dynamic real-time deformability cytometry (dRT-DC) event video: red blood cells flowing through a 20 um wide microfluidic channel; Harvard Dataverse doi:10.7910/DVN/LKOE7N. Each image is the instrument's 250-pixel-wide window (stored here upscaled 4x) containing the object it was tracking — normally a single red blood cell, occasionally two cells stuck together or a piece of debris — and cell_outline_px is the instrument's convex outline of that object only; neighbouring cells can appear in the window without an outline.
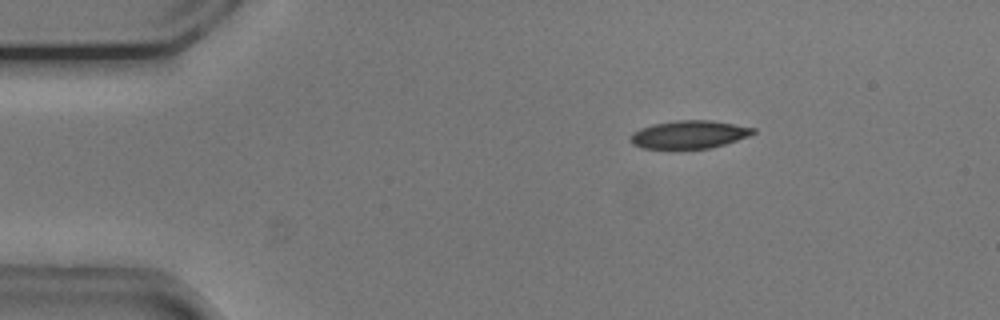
{"species": "common noctule bat (a hibernating species)", "species_latin": "Nyctalus noctula", "temperature_condition": "cold", "stored_images_in_passage": 54, "camera_frame_rate_fps": 3000, "um_per_image_px": 0.085, "animal": {"sex": "male", "body_mass_g": 20.5, "forearm_length_mm": 52.5}, "frame": {"image": 1, "passage_image": 9, "time_ms": 2.667, "image_size_px": [1000, 320], "cell_outline_px": [[756, 132], [748, 136], [724, 144], [708, 148], [644, 148], [632, 144], [632, 132], [640, 128], [652, 124], [676, 120], [712, 120], [756, 128]], "centroid_in_image_um": [58.59, 11.41], "position_along_channel_um": 26.4, "area_um2": 19.77}}
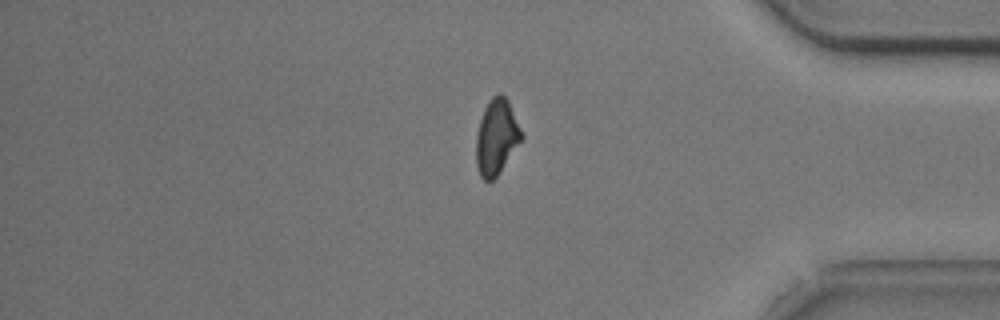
{"frame": {"image": 2, "passage_image": 45, "time_ms": 14.667, "image_size_px": [1000, 320], "cell_outline_px": [[524, 136], [496, 176], [492, 180], [484, 180], [480, 176], [476, 164], [476, 136], [480, 120], [484, 108], [488, 100], [496, 92], [500, 92], [508, 100]], "centroid_in_image_um": [42.19, 11.6], "position_along_channel_um": 393.0, "area_um2": 19.77}}
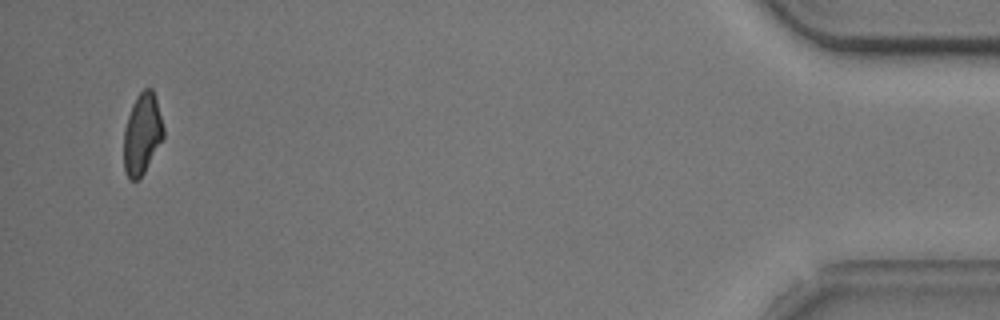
{"frame": {"image": 3, "passage_image": 52, "time_ms": 17.0, "image_size_px": [1000, 320], "cell_outline_px": [[164, 136], [140, 180], [128, 180], [124, 168], [124, 128], [132, 104], [136, 96], [144, 88], [152, 88], [156, 100], [164, 128]], "centroid_in_image_um": [12.07, 11.4], "position_along_channel_um": 423.1, "area_um2": 18.73}, "authors_computed_cell_mechanics": {"area_um2": 20.4323, "velocity_mm_per_s": 3.7626, "shape_relaxation_time_tau1_ms": 2.3184, "shape_relaxation_time_tau2_ms": null, "deformation_change_tau1": 0.1024, "deformation_change_tau2": null}}